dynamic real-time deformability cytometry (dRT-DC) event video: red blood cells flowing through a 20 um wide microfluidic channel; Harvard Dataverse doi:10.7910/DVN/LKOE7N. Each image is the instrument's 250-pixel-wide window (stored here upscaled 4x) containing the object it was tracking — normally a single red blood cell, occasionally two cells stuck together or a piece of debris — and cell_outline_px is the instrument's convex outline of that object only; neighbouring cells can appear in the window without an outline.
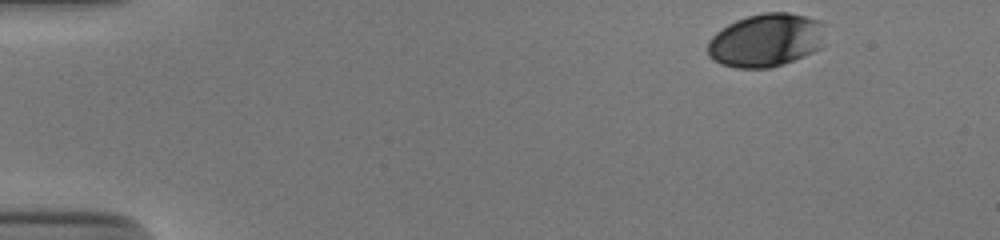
{"species": "human", "species_latin": "Homo sapiens", "temperature_condition": "cold", "stored_images_in_passage": 40, "camera_frame_rate_fps": 3000, "um_per_image_px": 0.085, "donor": {"sex": "male"}, "frame": {"image": 1, "passage_image": 1, "time_ms": 0.0, "image_size_px": [1000, 240], "cell_outline_px": [[824, 24], [820, 48], [812, 52], [792, 60], [768, 68], [736, 68], [720, 64], [708, 56], [708, 40], [716, 32], [728, 24], [736, 20], [748, 16], [764, 12], [788, 12], [820, 20]], "centroid_in_image_um": [65.07, 3.41], "position_along_channel_um": 19.9, "area_um2": 36.3}}
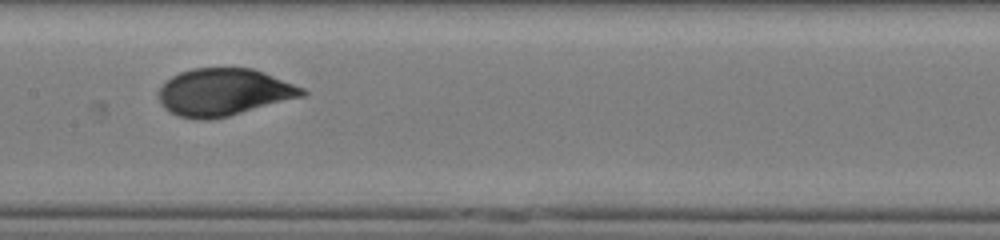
{"frame": {"image": 2, "passage_image": 23, "time_ms": 7.333, "image_size_px": [1000, 240], "cell_outline_px": [[308, 92], [304, 96], [228, 116], [208, 120], [196, 120], [180, 116], [164, 108], [160, 104], [160, 88], [172, 76], [180, 72], [192, 68], [252, 68], [264, 72], [304, 88]], "centroid_in_image_um": [19.04, 7.83], "position_along_channel_um": 188.4, "area_um2": 39.3}}
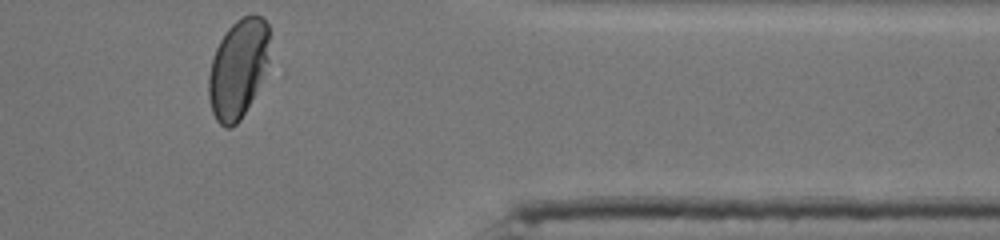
{"frame": {"image": 3, "passage_image": 40, "time_ms": 13.0, "image_size_px": [1000, 240], "cell_outline_px": [[268, 60], [260, 80], [240, 120], [232, 128], [224, 128], [216, 120], [212, 112], [208, 96], [208, 76], [212, 60], [216, 48], [220, 40], [228, 28], [236, 20], [252, 12], [260, 16], [268, 24]], "centroid_in_image_um": [20.2, 5.81], "position_along_channel_um": 391.2, "area_um2": 34.62}, "authors_computed_cell_mechanics": {"area_um2": 39.1306, "velocity_mm_per_s": 3.8499, "shape_relaxation_time_tau1_ms": 3.5412, "shape_relaxation_time_tau2_ms": null, "deformation_change_tau1": 0.1385, "deformation_change_tau2": null}}